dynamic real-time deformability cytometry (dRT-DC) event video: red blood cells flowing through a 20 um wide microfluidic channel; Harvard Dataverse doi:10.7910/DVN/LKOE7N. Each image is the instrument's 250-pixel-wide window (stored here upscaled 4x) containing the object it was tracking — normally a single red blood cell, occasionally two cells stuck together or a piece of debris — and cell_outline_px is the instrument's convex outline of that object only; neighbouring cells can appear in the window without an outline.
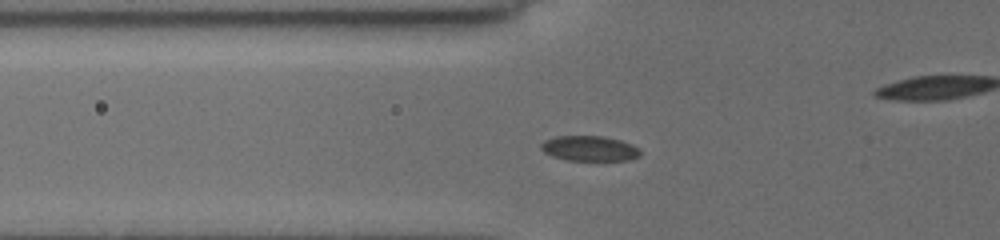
{"species": "common noctule bat (a hibernating species)", "species_latin": "Nyctalus noctula", "temperature_condition": "cold", "stored_images_in_passage": 12, "segment_of_instrument_passage": [1, 2], "camera_frame_rate_fps": 3000, "um_per_image_px": 0.085, "animal": {"sex": "female", "body_mass_g": 19.5, "forearm_length_mm": 54.1}, "frame": {"image": 1, "passage_image": 6, "time_ms": 1.667, "image_size_px": [1000, 240], "cell_outline_px": [[640, 156], [628, 160], [568, 160], [552, 156], [544, 152], [540, 148], [540, 144], [544, 140], [556, 136], [604, 136], [620, 140], [632, 144], [640, 148]], "centroid_in_image_um": [50.11, 12.61], "position_along_channel_um": 75.7, "area_um2": 14.62}}
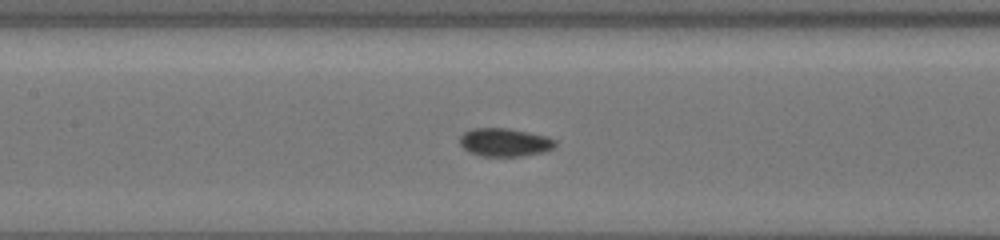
{"frame": {"image": 2, "passage_image": 9, "time_ms": 2.667, "image_size_px": [1000, 240], "cell_outline_px": [[556, 148], [544, 152], [520, 156], [480, 156], [468, 152], [460, 144], [460, 136], [464, 132], [472, 128], [508, 128], [548, 136], [556, 140]], "centroid_in_image_um": [42.92, 12.1], "position_along_channel_um": 164.5, "area_um2": 15.9}}